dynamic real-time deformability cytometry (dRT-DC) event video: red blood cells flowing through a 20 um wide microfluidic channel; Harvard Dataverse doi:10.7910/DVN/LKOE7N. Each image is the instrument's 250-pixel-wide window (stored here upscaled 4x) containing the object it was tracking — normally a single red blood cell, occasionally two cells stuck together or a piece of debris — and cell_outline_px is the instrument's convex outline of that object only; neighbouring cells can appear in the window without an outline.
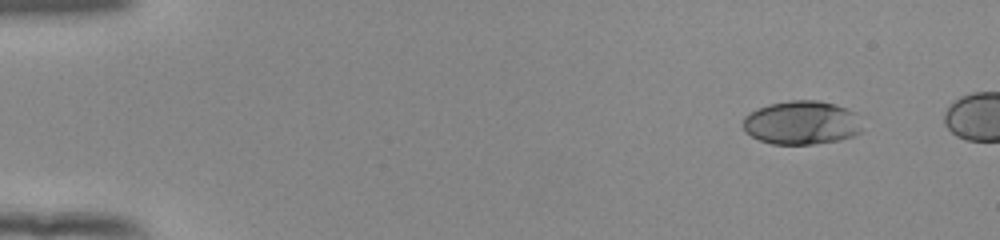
{"species": "human", "species_latin": "Homo sapiens", "temperature_condition": "room temperature", "stored_images_in_passage": 13, "camera_frame_rate_fps": 3000, "um_per_image_px": 0.085, "donor": {"sex": "female"}, "frame": {"image": 1, "passage_image": 1, "time_ms": 0.0, "image_size_px": [1000, 240], "cell_outline_px": [[860, 132], [852, 136], [840, 140], [812, 144], [772, 144], [760, 140], [744, 132], [744, 116], [768, 104], [788, 100], [816, 100], [836, 104], [852, 112], [860, 128]], "centroid_in_image_um": [68.08, 10.43], "position_along_channel_um": 16.9, "area_um2": 29.88}}